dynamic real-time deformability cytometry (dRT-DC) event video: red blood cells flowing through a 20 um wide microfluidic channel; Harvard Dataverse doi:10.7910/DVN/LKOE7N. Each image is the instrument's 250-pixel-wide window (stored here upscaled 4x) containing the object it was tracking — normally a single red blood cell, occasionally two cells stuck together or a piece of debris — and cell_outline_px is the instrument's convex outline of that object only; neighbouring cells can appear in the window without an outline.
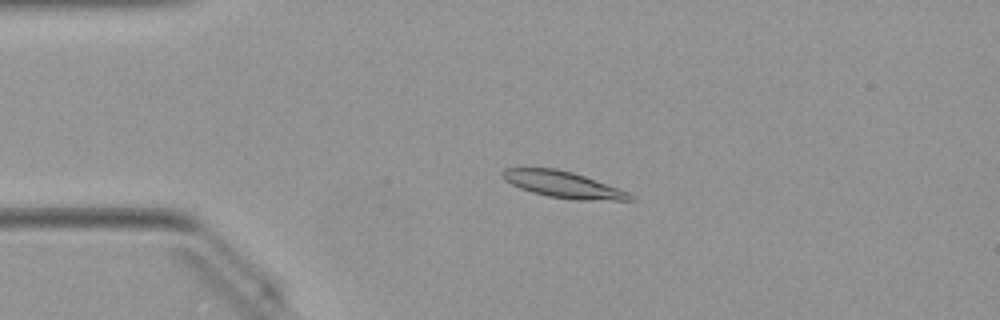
{"species": "Egyptian fruit bat (a non-hibernating species)", "species_latin": "Rousettus aegyptiacus", "temperature_condition": "warm", "stored_images_in_passage": 50, "camera_frame_rate_fps": 3000, "um_per_image_px": 0.085, "animal": {"sex": "female"}, "frame": {"image": 1, "passage_image": 11, "time_ms": 3.333, "image_size_px": [1000, 320], "cell_outline_px": [[632, 200], [576, 200], [548, 196], [532, 192], [520, 188], [504, 180], [504, 168], [556, 168], [572, 172], [584, 176], [628, 192], [632, 196]], "centroid_in_image_um": [47.85, 15.69], "position_along_channel_um": 37.2, "area_um2": 19.19}}
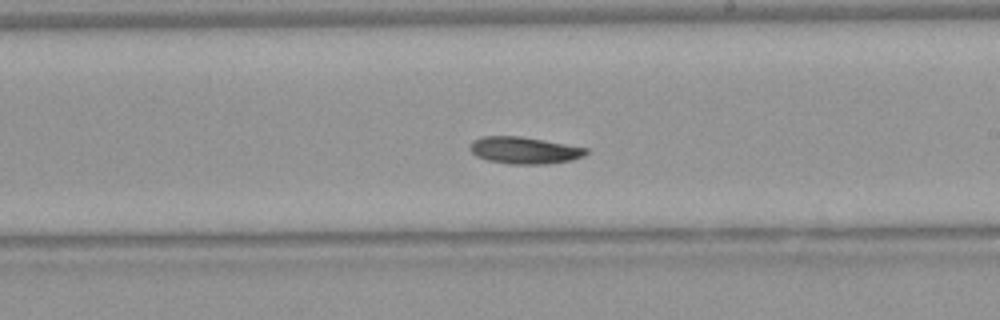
{"frame": {"image": 2, "passage_image": 29, "time_ms": 9.333, "image_size_px": [1000, 320], "cell_outline_px": [[588, 152], [584, 156], [572, 160], [548, 164], [508, 164], [488, 160], [476, 156], [468, 148], [472, 140], [480, 136], [520, 136], [544, 140], [588, 148]], "centroid_in_image_um": [44.55, 12.77], "position_along_channel_um": 244.5, "area_um2": 18.38}}
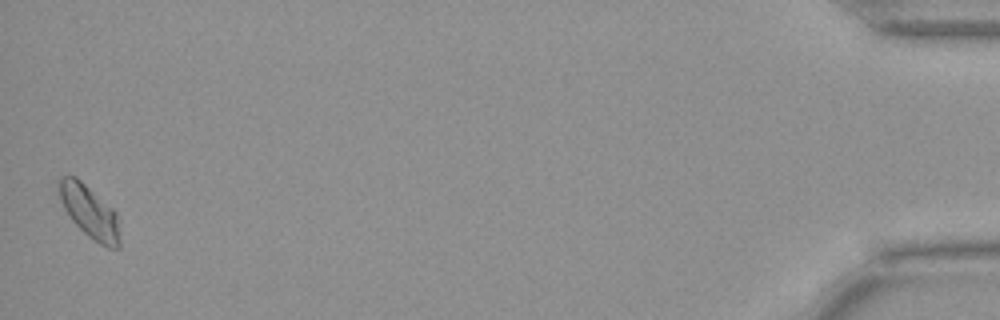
{"frame": {"image": 3, "passage_image": 50, "time_ms": 16.333, "image_size_px": [1000, 320], "cell_outline_px": [[120, 248], [108, 248], [100, 244], [88, 236], [72, 220], [64, 208], [60, 200], [60, 176], [76, 176], [112, 208], [116, 212], [120, 240]], "centroid_in_image_um": [7.63, 18.02], "position_along_channel_um": 427.6, "area_um2": 18.26}, "authors_computed_cell_mechanics": {"area_um2": 18.3226, "velocity_mm_per_s": 4.0066, "shape_relaxation_time_tau1_ms": 5.1566, "shape_relaxation_time_tau2_ms": null, "deformation_change_tau1": 0.1075, "deformation_change_tau2": null}}